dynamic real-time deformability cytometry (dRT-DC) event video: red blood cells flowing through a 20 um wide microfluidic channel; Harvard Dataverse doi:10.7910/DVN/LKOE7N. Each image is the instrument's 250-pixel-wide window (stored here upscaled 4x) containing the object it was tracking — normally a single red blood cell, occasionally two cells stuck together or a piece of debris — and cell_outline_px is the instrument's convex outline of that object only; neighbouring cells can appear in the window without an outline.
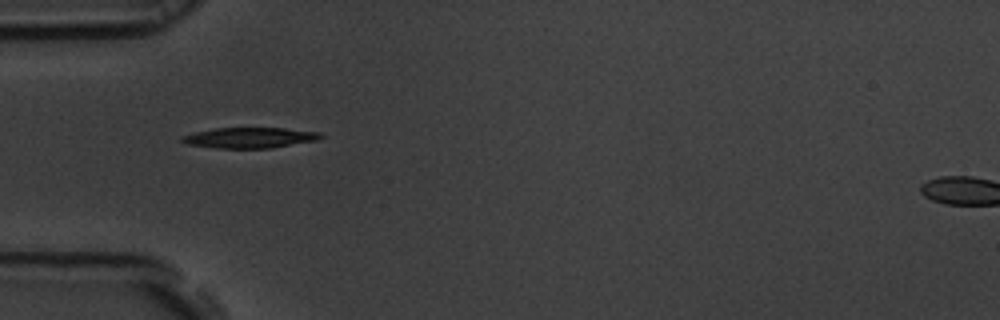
{"species": "common noctule bat (a hibernating species)", "species_latin": "Nyctalus noctula", "temperature_condition": "room temperature", "stored_images_in_passage": 39, "camera_frame_rate_fps": 3000, "um_per_image_px": 0.085, "animal": {"sex": "male", "body_mass_g": 19.5, "forearm_length_mm": 54.6}, "frame": {"image": 1, "passage_image": 1, "time_ms": 0.0, "image_size_px": [1000, 320], "cell_outline_px": [[324, 136], [316, 140], [272, 148], [216, 148], [188, 144], [180, 140], [180, 136], [196, 132], [216, 128], [284, 128], [320, 132]], "centroid_in_image_um": [21.22, 11.7], "position_along_channel_um": 63.8, "area_um2": 16.53}}
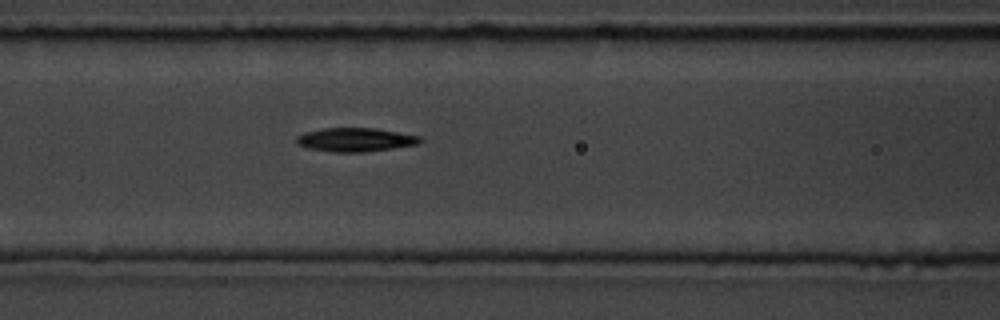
{"frame": {"image": 2, "passage_image": 7, "time_ms": 2.0, "image_size_px": [1000, 320], "cell_outline_px": [[424, 140], [420, 144], [364, 152], [332, 152], [308, 148], [296, 144], [296, 136], [304, 132], [324, 128], [376, 128], [420, 136]], "centroid_in_image_um": [30.21, 11.87], "position_along_channel_um": 136.4, "area_um2": 17.22}}
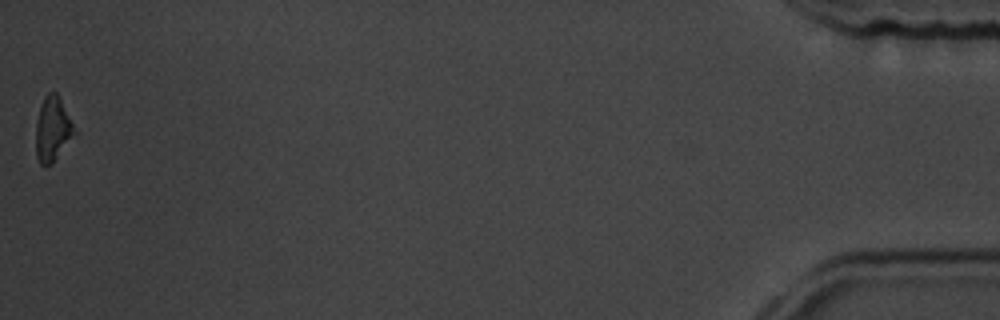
{"frame": {"image": 3, "passage_image": 39, "time_ms": 12.667, "image_size_px": [1000, 320], "cell_outline_px": [[80, 132], [52, 164], [44, 168], [40, 164], [36, 156], [36, 120], [40, 104], [44, 96], [48, 92], [56, 92], [60, 96]], "centroid_in_image_um": [4.54, 10.98], "position_along_channel_um": 430.7, "area_um2": 15.61}, "authors_computed_cell_mechanics": {"area_um2": 16.7042, "velocity_mm_per_s": 3.6779, "shape_relaxation_time_tau1_ms": 3.842, "shape_relaxation_time_tau2_ms": null, "deformation_change_tau1": 0.1334, "deformation_change_tau2": null}}